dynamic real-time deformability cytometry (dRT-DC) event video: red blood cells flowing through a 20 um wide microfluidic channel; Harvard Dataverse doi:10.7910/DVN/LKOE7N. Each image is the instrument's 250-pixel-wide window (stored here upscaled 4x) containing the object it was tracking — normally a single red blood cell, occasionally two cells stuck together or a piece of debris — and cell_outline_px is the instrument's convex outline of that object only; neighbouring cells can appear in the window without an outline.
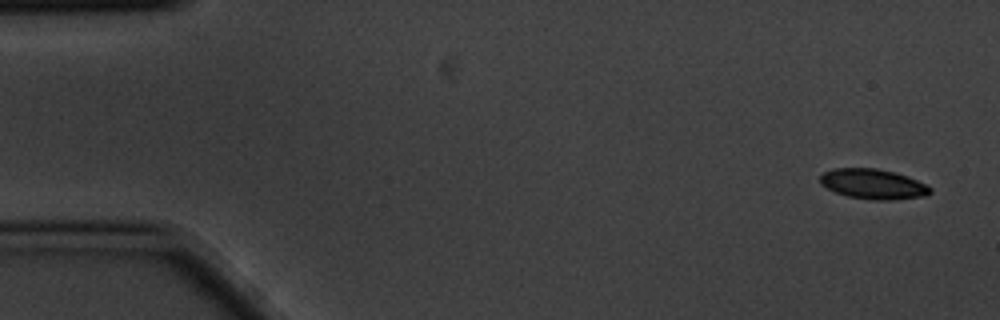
{"species": "common noctule bat (a hibernating species)", "species_latin": "Nyctalus noctula", "temperature_condition": "cold", "stored_images_in_passage": 3, "camera_frame_rate_fps": 3000, "um_per_image_px": 0.085, "animal": {"sex": "male", "body_mass_g": 20.1, "forearm_length_mm": 53.5}, "frame": {"image": 1, "passage_image": 1, "time_ms": 0.0, "image_size_px": [1000, 320], "cell_outline_px": [[932, 192], [924, 196], [892, 200], [868, 200], [848, 196], [836, 192], [820, 184], [820, 176], [824, 172], [832, 168], [876, 168], [892, 172], [916, 180], [932, 188]], "centroid_in_image_um": [74.18, 15.65], "position_along_channel_um": 10.8, "area_um2": 19.13}}